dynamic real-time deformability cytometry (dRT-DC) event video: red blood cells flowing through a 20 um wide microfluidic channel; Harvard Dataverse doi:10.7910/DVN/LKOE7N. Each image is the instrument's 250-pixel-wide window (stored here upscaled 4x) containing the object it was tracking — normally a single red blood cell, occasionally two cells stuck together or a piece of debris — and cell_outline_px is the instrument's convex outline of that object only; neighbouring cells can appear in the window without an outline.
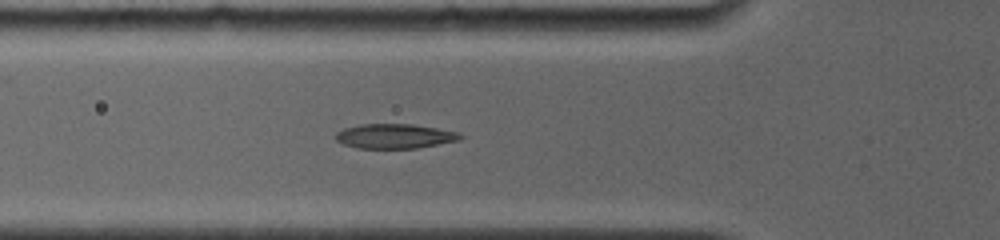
{"species": "common noctule bat (a hibernating species)", "species_latin": "Nyctalus noctula", "temperature_condition": "room temperature", "stored_images_in_passage": 32, "camera_frame_rate_fps": 4000, "um_per_image_px": 0.085, "animal": {"sex": "female", "body_mass_g": 19.0, "forearm_length_mm": 56.7}, "frame": {"image": 1, "passage_image": 8, "time_ms": 5.0, "image_size_px": [1000, 240], "cell_outline_px": [[464, 136], [460, 140], [416, 148], [356, 148], [344, 144], [336, 140], [336, 132], [344, 128], [360, 124], [412, 124], [460, 132]], "centroid_in_image_um": [33.56, 11.57], "position_along_channel_um": 92.2, "area_um2": 17.86}}
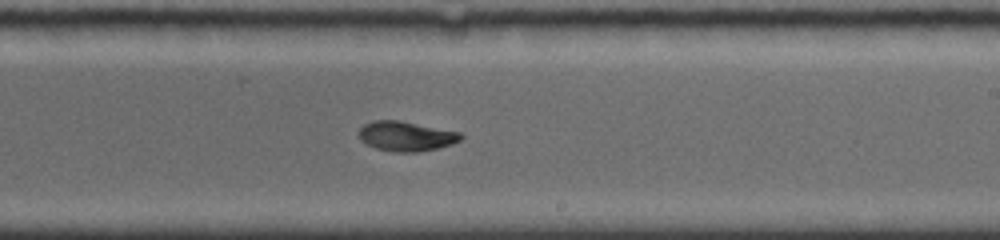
{"frame": {"image": 2, "passage_image": 17, "time_ms": 9.25, "image_size_px": [1000, 240], "cell_outline_px": [[464, 136], [460, 140], [452, 144], [420, 152], [392, 152], [376, 148], [360, 140], [360, 128], [364, 124], [372, 120], [400, 120], [460, 132]], "centroid_in_image_um": [34.52, 11.57], "position_along_channel_um": 254.5, "area_um2": 17.69}}
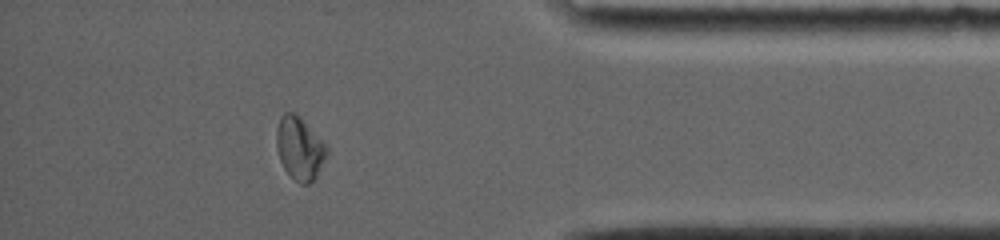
{"frame": {"image": 3, "passage_image": 27, "time_ms": 13.75, "image_size_px": [1000, 240], "cell_outline_px": [[328, 152], [316, 176], [308, 184], [300, 184], [284, 168], [280, 160], [276, 144], [276, 128], [280, 116], [284, 112], [292, 112], [300, 116], [328, 148]], "centroid_in_image_um": [25.44, 12.58], "position_along_channel_um": 409.8, "area_um2": 18.15}, "authors_computed_cell_mechanics": {"area_um2": 18.3804, "velocity_mm_per_s": 3.8216, "shape_relaxation_time_tau1_ms": 5.0916, "shape_relaxation_time_tau2_ms": 2.4319, "deformation_change_tau1": 0.1885, "deformation_change_tau2": 0.0423}}